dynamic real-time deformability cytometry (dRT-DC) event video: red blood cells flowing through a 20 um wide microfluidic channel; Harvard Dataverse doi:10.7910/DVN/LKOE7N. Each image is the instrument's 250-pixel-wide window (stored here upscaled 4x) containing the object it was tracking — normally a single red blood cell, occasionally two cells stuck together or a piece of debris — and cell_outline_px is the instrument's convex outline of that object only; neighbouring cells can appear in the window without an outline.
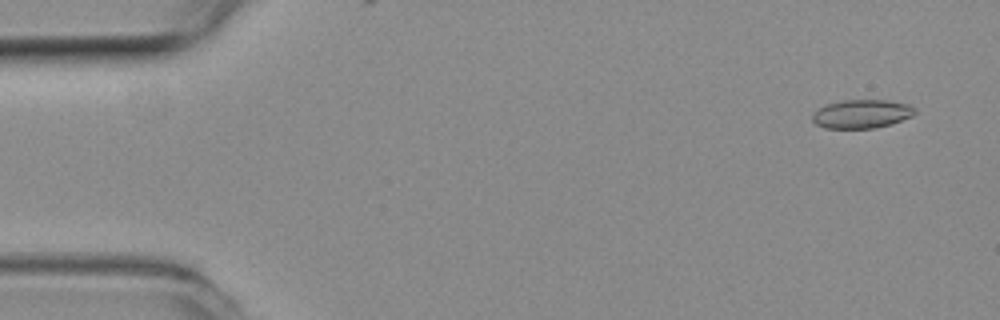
{"species": "common noctule bat (a hibernating species)", "species_latin": "Nyctalus noctula", "temperature_condition": "room temperature", "stored_images_in_passage": 54, "camera_frame_rate_fps": 3000, "um_per_image_px": 0.085, "animal": {"sex": "female", "body_mass_g": 19.3, "forearm_length_mm": 54.1}, "frame": {"image": 1, "passage_image": 3, "time_ms": 0.667, "image_size_px": [1000, 320], "cell_outline_px": [[916, 112], [912, 116], [892, 124], [876, 128], [824, 128], [816, 124], [812, 120], [812, 112], [824, 104], [844, 100], [884, 100], [908, 104], [916, 108]], "centroid_in_image_um": [73.22, 9.68], "position_along_channel_um": 11.8, "area_um2": 17.28}}
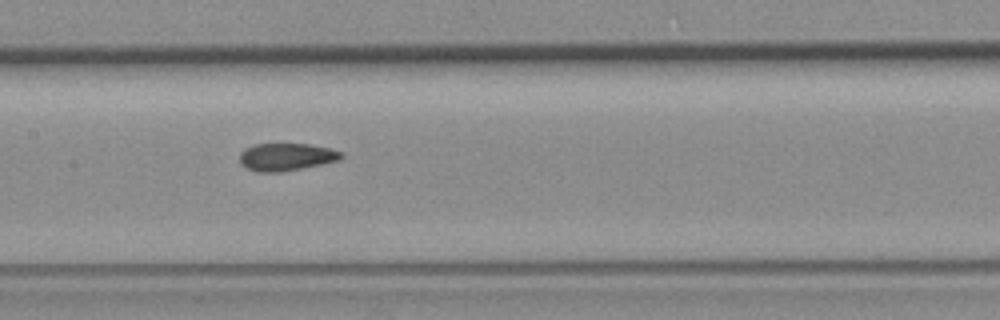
{"frame": {"image": 2, "passage_image": 26, "time_ms": 8.333, "image_size_px": [1000, 320], "cell_outline_px": [[344, 156], [340, 160], [280, 172], [256, 172], [240, 164], [240, 152], [244, 148], [252, 144], [308, 144], [328, 148], [344, 152]], "centroid_in_image_um": [24.31, 13.33], "position_along_channel_um": 183.1, "area_um2": 16.3}}
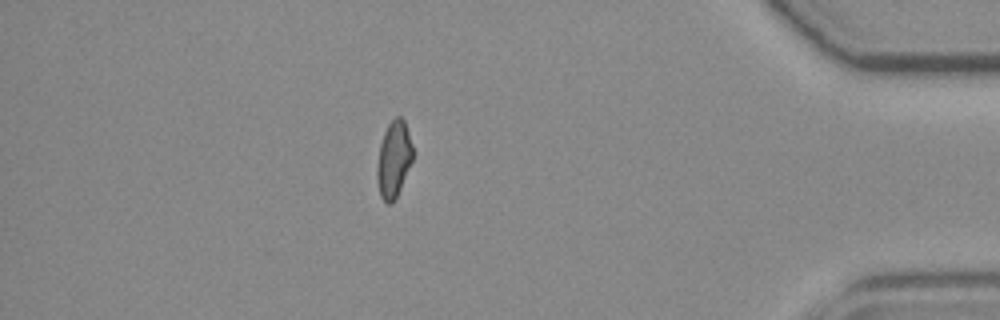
{"frame": {"image": 3, "passage_image": 47, "time_ms": 15.333, "image_size_px": [1000, 320], "cell_outline_px": [[412, 160], [400, 188], [392, 204], [388, 204], [380, 196], [376, 176], [376, 168], [380, 144], [384, 132], [388, 124], [396, 116], [400, 116], [404, 120], [412, 144]], "centroid_in_image_um": [33.44, 13.53], "position_along_channel_um": 401.8, "area_um2": 15.72}, "authors_computed_cell_mechanics": {"area_um2": 16.762, "velocity_mm_per_s": 3.7905, "shape_relaxation_time_tau1_ms": null, "shape_relaxation_time_tau2_ms": 1.7318, "deformation_change_tau1": null, "deformation_change_tau2": 0.0618}}